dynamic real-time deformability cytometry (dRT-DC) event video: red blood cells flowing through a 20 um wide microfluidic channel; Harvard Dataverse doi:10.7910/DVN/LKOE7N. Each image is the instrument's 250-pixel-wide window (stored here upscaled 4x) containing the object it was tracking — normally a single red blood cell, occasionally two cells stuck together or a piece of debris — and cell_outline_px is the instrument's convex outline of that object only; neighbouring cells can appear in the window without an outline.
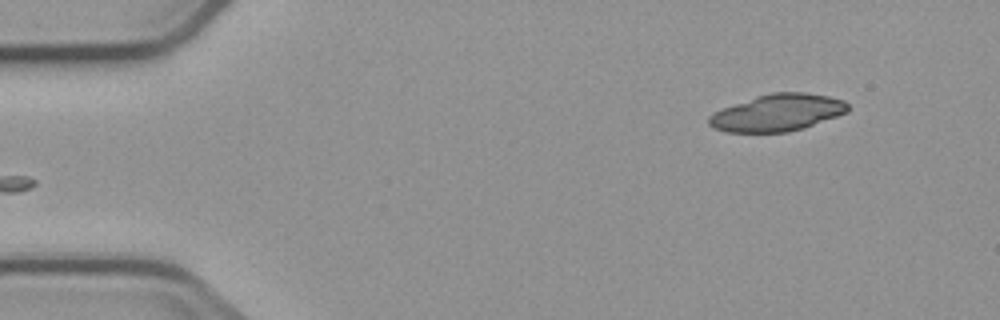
{"species": "common noctule bat (a hibernating species)", "species_latin": "Nyctalus noctula", "temperature_condition": "cold", "stored_images_in_passage": 4, "camera_frame_rate_fps": 3000, "um_per_image_px": 0.085, "animal": {"sex": "male", "body_mass_g": 23.1, "forearm_length_mm": 52.7}, "frame": {"image": 1, "passage_image": 4, "time_ms": 4.333, "image_size_px": [1000, 320], "cell_outline_px": [[848, 112], [804, 128], [788, 132], [724, 132], [712, 128], [708, 124], [708, 116], [724, 108], [756, 96], [772, 92], [804, 92], [828, 96], [844, 100], [848, 104]], "centroid_in_image_um": [66.09, 9.58], "position_along_channel_um": 18.9, "area_um2": 29.88}}